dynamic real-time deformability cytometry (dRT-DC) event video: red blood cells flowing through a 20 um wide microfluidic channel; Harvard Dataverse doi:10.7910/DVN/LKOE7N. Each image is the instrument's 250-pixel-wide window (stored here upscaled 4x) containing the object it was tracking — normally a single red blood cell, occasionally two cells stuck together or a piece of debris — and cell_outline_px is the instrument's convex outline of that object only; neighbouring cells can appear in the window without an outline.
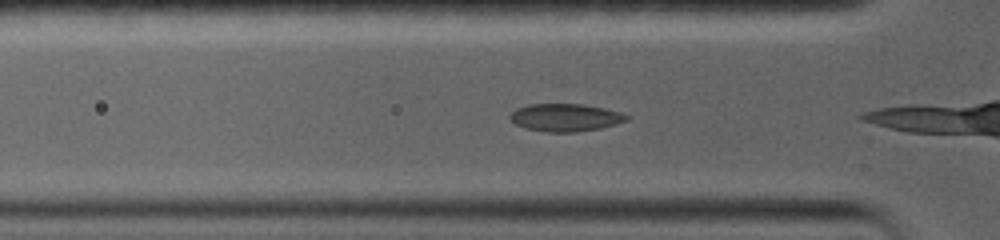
{"species": "common noctule bat (a hibernating species)", "species_latin": "Nyctalus noctula", "temperature_condition": "warm", "stored_images_in_passage": 6, "camera_frame_rate_fps": 5000, "um_per_image_px": 0.085, "animal": {"sex": "female", "body_mass_g": 19.0, "forearm_length_mm": 56.7}, "frame": {"image": 1, "passage_image": 4, "time_ms": 1.0, "image_size_px": [1000, 240], "cell_outline_px": [[628, 120], [616, 124], [600, 128], [576, 132], [544, 132], [524, 128], [516, 124], [508, 116], [516, 108], [528, 104], [584, 104], [604, 108], [620, 112], [628, 116]], "centroid_in_image_um": [48.03, 9.99], "position_along_channel_um": 77.8, "area_um2": 18.84}}